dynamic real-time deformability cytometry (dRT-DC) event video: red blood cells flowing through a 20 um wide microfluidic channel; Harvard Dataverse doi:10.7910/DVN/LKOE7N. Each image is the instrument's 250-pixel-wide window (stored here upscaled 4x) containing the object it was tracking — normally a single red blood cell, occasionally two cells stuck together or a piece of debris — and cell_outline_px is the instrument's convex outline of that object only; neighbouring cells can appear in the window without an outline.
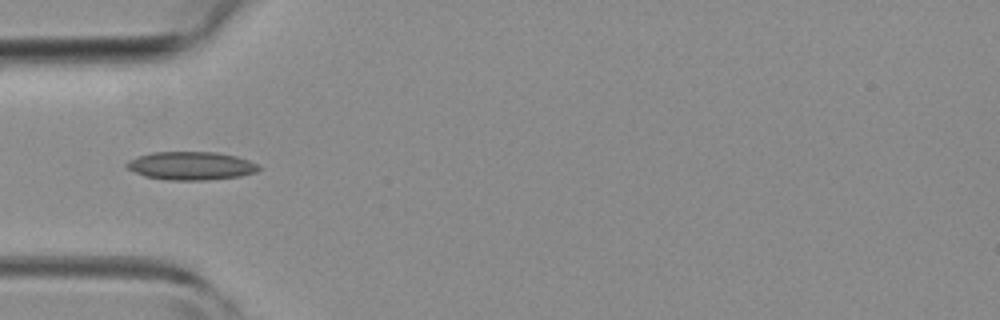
{"species": "common noctule bat (a hibernating species)", "species_latin": "Nyctalus noctula", "temperature_condition": "room temperature", "stored_images_in_passage": 5, "camera_frame_rate_fps": 3000, "um_per_image_px": 0.085, "animal": {"sex": "female", "body_mass_g": 19.3, "forearm_length_mm": 54.1}, "frame": {"image": 1, "passage_image": 4, "time_ms": 4.333, "image_size_px": [1000, 320], "cell_outline_px": [[260, 168], [256, 172], [240, 176], [204, 180], [168, 180], [144, 176], [128, 168], [124, 164], [128, 160], [136, 156], [152, 152], [216, 152], [236, 156], [248, 160], [256, 164]], "centroid_in_image_um": [16.2, 14.09], "position_along_channel_um": 68.8, "area_um2": 21.68}}
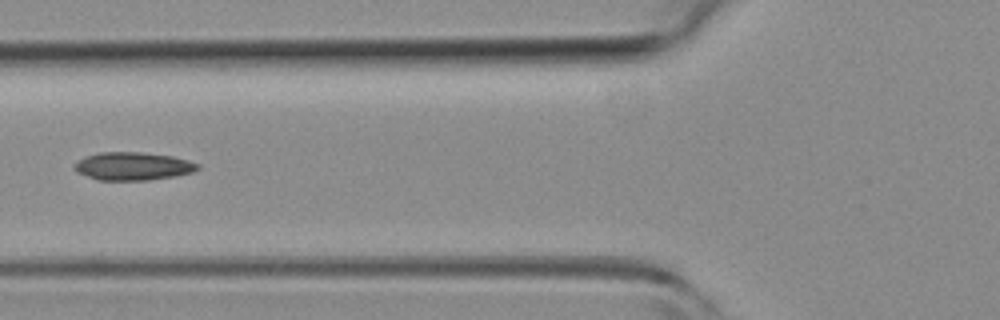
{"frame": {"image": 2, "passage_image": 5, "time_ms": 5.333, "image_size_px": [1000, 320], "cell_outline_px": [[200, 168], [192, 172], [176, 176], [148, 180], [96, 180], [76, 172], [72, 168], [76, 160], [84, 156], [100, 152], [140, 152], [172, 156], [188, 160], [200, 164]], "centroid_in_image_um": [11.25, 14.12], "position_along_channel_um": 114.5, "area_um2": 20.4}}